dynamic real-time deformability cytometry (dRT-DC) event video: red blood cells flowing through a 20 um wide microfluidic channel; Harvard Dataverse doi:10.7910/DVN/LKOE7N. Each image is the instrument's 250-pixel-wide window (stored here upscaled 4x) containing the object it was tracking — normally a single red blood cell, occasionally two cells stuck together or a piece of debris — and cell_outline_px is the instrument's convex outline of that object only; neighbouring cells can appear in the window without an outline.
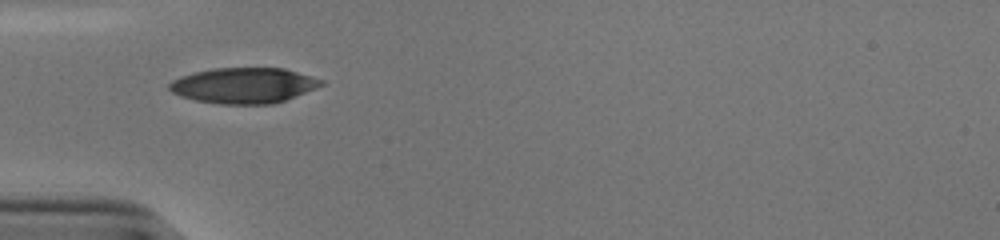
{"species": "human", "species_latin": "Homo sapiens", "temperature_condition": "cold", "stored_images_in_passage": 28, "camera_frame_rate_fps": 3000, "um_per_image_px": 0.085, "donor": {"sex": "male"}, "frame": {"image": 1, "passage_image": 1, "time_ms": 0.0, "image_size_px": [1000, 240], "cell_outline_px": [[324, 84], [316, 88], [284, 100], [272, 104], [220, 104], [196, 100], [180, 96], [172, 92], [168, 88], [168, 84], [172, 80], [180, 76], [212, 68], [284, 68], [312, 76], [324, 80]], "centroid_in_image_um": [20.71, 7.26], "position_along_channel_um": 64.3, "area_um2": 31.44}}
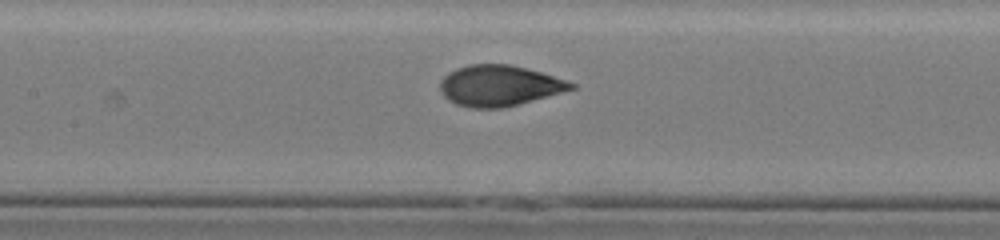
{"frame": {"image": 2, "passage_image": 9, "time_ms": 2.667, "image_size_px": [1000, 240], "cell_outline_px": [[576, 88], [516, 104], [500, 108], [472, 108], [456, 104], [448, 100], [440, 92], [440, 80], [448, 72], [456, 68], [468, 64], [508, 64], [540, 72], [576, 84]], "centroid_in_image_um": [42.36, 7.27], "position_along_channel_um": 165.0, "area_um2": 30.75}}
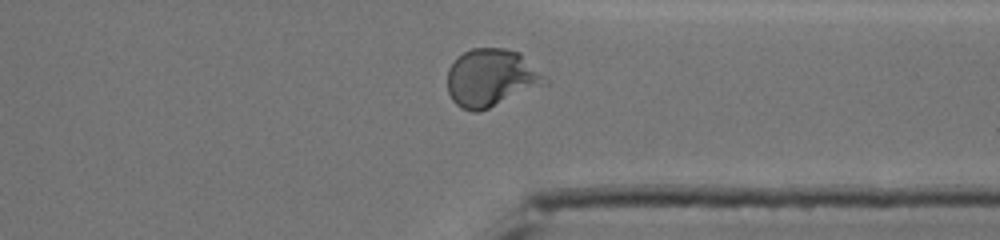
{"frame": {"image": 3, "passage_image": 25, "time_ms": 8.0, "image_size_px": [1000, 240], "cell_outline_px": [[548, 84], [480, 112], [472, 112], [460, 108], [452, 100], [448, 92], [448, 68], [456, 56], [472, 48], [504, 48], [520, 52], [548, 80]], "centroid_in_image_um": [41.73, 6.63], "position_along_channel_um": 369.7, "area_um2": 33.12}, "authors_computed_cell_mechanics": {"area_um2": 31.501, "velocity_mm_per_s": 3.8528, "shape_relaxation_time_tau1_ms": 3.9531, "shape_relaxation_time_tau2_ms": null, "deformation_change_tau1": 0.1881, "deformation_change_tau2": null}}